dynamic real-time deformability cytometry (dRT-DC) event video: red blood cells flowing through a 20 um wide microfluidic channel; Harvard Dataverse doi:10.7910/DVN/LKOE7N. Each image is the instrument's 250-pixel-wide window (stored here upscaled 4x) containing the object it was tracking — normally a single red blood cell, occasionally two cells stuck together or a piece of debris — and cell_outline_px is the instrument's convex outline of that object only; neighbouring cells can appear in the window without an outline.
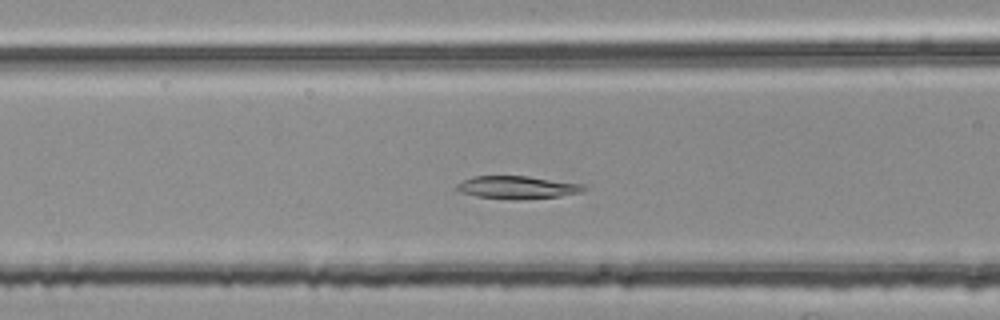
{"species": "common noctule bat (a hibernating species)", "species_latin": "Nyctalus noctula", "temperature_condition": "room temperature", "stored_images_in_passage": 42, "camera_frame_rate_fps": 3000, "um_per_image_px": 0.085, "animal": {"sex": "female", "body_mass_g": 25.1}, "frame": {"image": 1, "passage_image": 12, "time_ms": 3.667, "image_size_px": [1000, 320], "cell_outline_px": [[588, 188], [584, 192], [560, 196], [520, 200], [512, 200], [476, 196], [460, 192], [456, 188], [456, 184], [472, 176], [528, 176], [584, 184]], "centroid_in_image_um": [44.01, 15.93], "position_along_channel_um": 122.6, "area_um2": 17.11}}
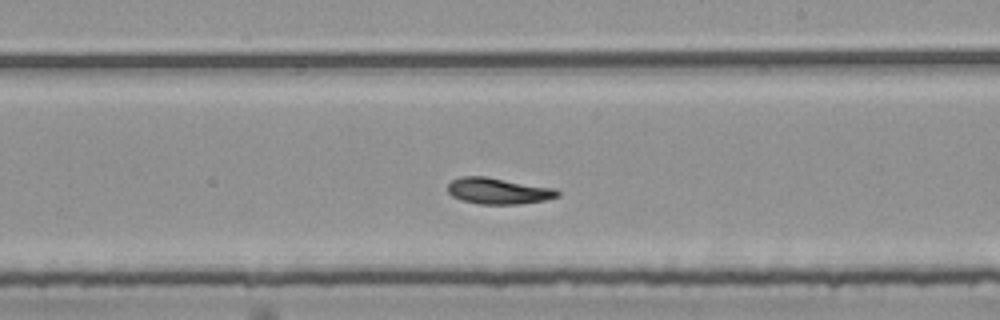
{"frame": {"image": 2, "passage_image": 22, "time_ms": 7.0, "image_size_px": [1000, 320], "cell_outline_px": [[560, 196], [544, 200], [520, 204], [480, 204], [460, 200], [452, 196], [448, 192], [448, 184], [452, 180], [460, 176], [484, 176], [556, 188], [560, 192]], "centroid_in_image_um": [42.36, 16.23], "position_along_channel_um": 246.6, "area_um2": 16.88}}
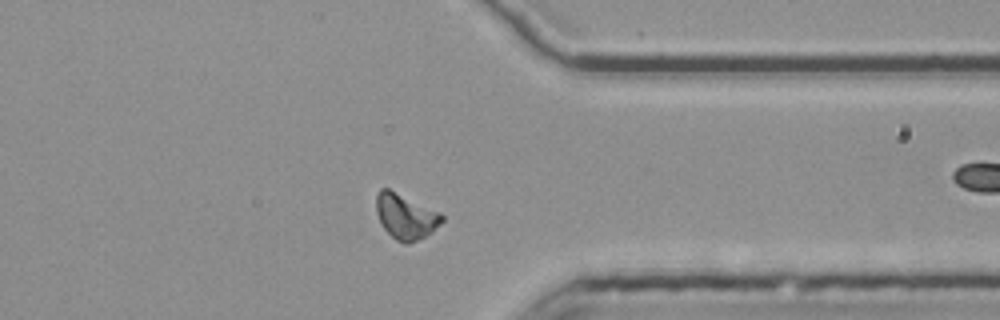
{"frame": {"image": 3, "passage_image": 33, "time_ms": 10.667, "image_size_px": [1000, 320], "cell_outline_px": [[444, 220], [432, 232], [408, 244], [404, 244], [396, 240], [380, 224], [376, 212], [376, 196], [380, 188], [388, 188], [440, 212], [444, 216]], "centroid_in_image_um": [34.47, 18.39], "position_along_channel_um": 376.9, "area_um2": 17.28}, "authors_computed_cell_mechanics": {"area_um2": 16.6175, "velocity_mm_per_s": 3.743, "shape_relaxation_time_tau1_ms": 5.2939, "shape_relaxation_time_tau2_ms": 4.7031, "deformation_change_tau1": 0.1762, "deformation_change_tau2": 0.1018}}